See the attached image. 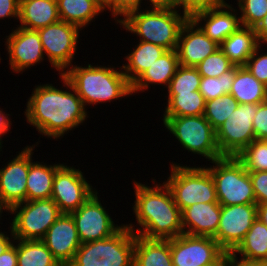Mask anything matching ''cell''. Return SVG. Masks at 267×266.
Here are the masks:
<instances>
[{
    "label": "cell",
    "mask_w": 267,
    "mask_h": 266,
    "mask_svg": "<svg viewBox=\"0 0 267 266\" xmlns=\"http://www.w3.org/2000/svg\"><path fill=\"white\" fill-rule=\"evenodd\" d=\"M252 121L255 139L267 140V101L257 104V113Z\"/></svg>",
    "instance_id": "cell-43"
},
{
    "label": "cell",
    "mask_w": 267,
    "mask_h": 266,
    "mask_svg": "<svg viewBox=\"0 0 267 266\" xmlns=\"http://www.w3.org/2000/svg\"><path fill=\"white\" fill-rule=\"evenodd\" d=\"M208 165L204 166L214 180L217 200L220 205L256 203L249 172L236 157L223 156L209 162Z\"/></svg>",
    "instance_id": "cell-8"
},
{
    "label": "cell",
    "mask_w": 267,
    "mask_h": 266,
    "mask_svg": "<svg viewBox=\"0 0 267 266\" xmlns=\"http://www.w3.org/2000/svg\"><path fill=\"white\" fill-rule=\"evenodd\" d=\"M257 104H239L227 120L216 130L217 145L222 156L236 157L253 140V118Z\"/></svg>",
    "instance_id": "cell-13"
},
{
    "label": "cell",
    "mask_w": 267,
    "mask_h": 266,
    "mask_svg": "<svg viewBox=\"0 0 267 266\" xmlns=\"http://www.w3.org/2000/svg\"><path fill=\"white\" fill-rule=\"evenodd\" d=\"M133 266H173L171 239H146L135 234Z\"/></svg>",
    "instance_id": "cell-26"
},
{
    "label": "cell",
    "mask_w": 267,
    "mask_h": 266,
    "mask_svg": "<svg viewBox=\"0 0 267 266\" xmlns=\"http://www.w3.org/2000/svg\"><path fill=\"white\" fill-rule=\"evenodd\" d=\"M63 163L55 173L51 199L62 214H71L97 191L79 168Z\"/></svg>",
    "instance_id": "cell-12"
},
{
    "label": "cell",
    "mask_w": 267,
    "mask_h": 266,
    "mask_svg": "<svg viewBox=\"0 0 267 266\" xmlns=\"http://www.w3.org/2000/svg\"><path fill=\"white\" fill-rule=\"evenodd\" d=\"M144 6L145 9L149 8L147 5V0H113L105 9L108 11L107 13L110 12L112 18H114L112 20H115V24H117L128 13L135 10L144 9Z\"/></svg>",
    "instance_id": "cell-41"
},
{
    "label": "cell",
    "mask_w": 267,
    "mask_h": 266,
    "mask_svg": "<svg viewBox=\"0 0 267 266\" xmlns=\"http://www.w3.org/2000/svg\"><path fill=\"white\" fill-rule=\"evenodd\" d=\"M236 158L248 172L267 171V140H253Z\"/></svg>",
    "instance_id": "cell-34"
},
{
    "label": "cell",
    "mask_w": 267,
    "mask_h": 266,
    "mask_svg": "<svg viewBox=\"0 0 267 266\" xmlns=\"http://www.w3.org/2000/svg\"><path fill=\"white\" fill-rule=\"evenodd\" d=\"M60 20L56 0H20L19 24L16 26L38 30Z\"/></svg>",
    "instance_id": "cell-24"
},
{
    "label": "cell",
    "mask_w": 267,
    "mask_h": 266,
    "mask_svg": "<svg viewBox=\"0 0 267 266\" xmlns=\"http://www.w3.org/2000/svg\"><path fill=\"white\" fill-rule=\"evenodd\" d=\"M59 18L62 21L84 28L95 22V18L106 14V9L97 0H56Z\"/></svg>",
    "instance_id": "cell-28"
},
{
    "label": "cell",
    "mask_w": 267,
    "mask_h": 266,
    "mask_svg": "<svg viewBox=\"0 0 267 266\" xmlns=\"http://www.w3.org/2000/svg\"><path fill=\"white\" fill-rule=\"evenodd\" d=\"M104 8H106L113 0H97Z\"/></svg>",
    "instance_id": "cell-53"
},
{
    "label": "cell",
    "mask_w": 267,
    "mask_h": 266,
    "mask_svg": "<svg viewBox=\"0 0 267 266\" xmlns=\"http://www.w3.org/2000/svg\"><path fill=\"white\" fill-rule=\"evenodd\" d=\"M135 234L124 225L111 237L82 243L68 266H133Z\"/></svg>",
    "instance_id": "cell-6"
},
{
    "label": "cell",
    "mask_w": 267,
    "mask_h": 266,
    "mask_svg": "<svg viewBox=\"0 0 267 266\" xmlns=\"http://www.w3.org/2000/svg\"><path fill=\"white\" fill-rule=\"evenodd\" d=\"M42 241L61 266H68L82 244L70 214L61 216L50 226Z\"/></svg>",
    "instance_id": "cell-18"
},
{
    "label": "cell",
    "mask_w": 267,
    "mask_h": 266,
    "mask_svg": "<svg viewBox=\"0 0 267 266\" xmlns=\"http://www.w3.org/2000/svg\"><path fill=\"white\" fill-rule=\"evenodd\" d=\"M162 114L164 122L168 117L199 116L204 114L206 101L199 91L190 93H167Z\"/></svg>",
    "instance_id": "cell-30"
},
{
    "label": "cell",
    "mask_w": 267,
    "mask_h": 266,
    "mask_svg": "<svg viewBox=\"0 0 267 266\" xmlns=\"http://www.w3.org/2000/svg\"><path fill=\"white\" fill-rule=\"evenodd\" d=\"M260 45L254 28L241 26L228 36L219 49L229 58L234 66H245L249 57Z\"/></svg>",
    "instance_id": "cell-27"
},
{
    "label": "cell",
    "mask_w": 267,
    "mask_h": 266,
    "mask_svg": "<svg viewBox=\"0 0 267 266\" xmlns=\"http://www.w3.org/2000/svg\"><path fill=\"white\" fill-rule=\"evenodd\" d=\"M11 214L9 227L15 239L42 240L62 213L49 198L19 203L8 211L7 215Z\"/></svg>",
    "instance_id": "cell-9"
},
{
    "label": "cell",
    "mask_w": 267,
    "mask_h": 266,
    "mask_svg": "<svg viewBox=\"0 0 267 266\" xmlns=\"http://www.w3.org/2000/svg\"><path fill=\"white\" fill-rule=\"evenodd\" d=\"M169 163L170 174L163 181L181 211L195 203L218 202L214 180L204 164L188 166L173 161Z\"/></svg>",
    "instance_id": "cell-5"
},
{
    "label": "cell",
    "mask_w": 267,
    "mask_h": 266,
    "mask_svg": "<svg viewBox=\"0 0 267 266\" xmlns=\"http://www.w3.org/2000/svg\"><path fill=\"white\" fill-rule=\"evenodd\" d=\"M3 109L4 108H0V140L2 142H4L3 139L6 134H9V132L12 133L11 126H13L12 119L10 118L11 114H7L6 110L3 111Z\"/></svg>",
    "instance_id": "cell-47"
},
{
    "label": "cell",
    "mask_w": 267,
    "mask_h": 266,
    "mask_svg": "<svg viewBox=\"0 0 267 266\" xmlns=\"http://www.w3.org/2000/svg\"><path fill=\"white\" fill-rule=\"evenodd\" d=\"M224 2L225 0H172V7L191 19L195 14L220 6Z\"/></svg>",
    "instance_id": "cell-39"
},
{
    "label": "cell",
    "mask_w": 267,
    "mask_h": 266,
    "mask_svg": "<svg viewBox=\"0 0 267 266\" xmlns=\"http://www.w3.org/2000/svg\"><path fill=\"white\" fill-rule=\"evenodd\" d=\"M8 35L4 36V45L9 69L16 74L31 69V67L46 61L40 36L37 30H30L23 27L10 29Z\"/></svg>",
    "instance_id": "cell-15"
},
{
    "label": "cell",
    "mask_w": 267,
    "mask_h": 266,
    "mask_svg": "<svg viewBox=\"0 0 267 266\" xmlns=\"http://www.w3.org/2000/svg\"><path fill=\"white\" fill-rule=\"evenodd\" d=\"M9 229L10 227H8V231L10 233H8V231L6 232L0 230V255L5 252L15 241L12 231Z\"/></svg>",
    "instance_id": "cell-48"
},
{
    "label": "cell",
    "mask_w": 267,
    "mask_h": 266,
    "mask_svg": "<svg viewBox=\"0 0 267 266\" xmlns=\"http://www.w3.org/2000/svg\"><path fill=\"white\" fill-rule=\"evenodd\" d=\"M227 255L248 260L267 261V225L257 218L241 243Z\"/></svg>",
    "instance_id": "cell-31"
},
{
    "label": "cell",
    "mask_w": 267,
    "mask_h": 266,
    "mask_svg": "<svg viewBox=\"0 0 267 266\" xmlns=\"http://www.w3.org/2000/svg\"><path fill=\"white\" fill-rule=\"evenodd\" d=\"M179 66V59L176 50H167L155 61L133 84L132 94L135 96L144 93L153 86L159 85L167 89L172 77ZM156 85V86H155Z\"/></svg>",
    "instance_id": "cell-23"
},
{
    "label": "cell",
    "mask_w": 267,
    "mask_h": 266,
    "mask_svg": "<svg viewBox=\"0 0 267 266\" xmlns=\"http://www.w3.org/2000/svg\"><path fill=\"white\" fill-rule=\"evenodd\" d=\"M4 142H2L1 140H0V157L1 156H3V149H4V146L2 145ZM3 147V148H2ZM2 154V155H1Z\"/></svg>",
    "instance_id": "cell-54"
},
{
    "label": "cell",
    "mask_w": 267,
    "mask_h": 266,
    "mask_svg": "<svg viewBox=\"0 0 267 266\" xmlns=\"http://www.w3.org/2000/svg\"><path fill=\"white\" fill-rule=\"evenodd\" d=\"M256 219V203L221 205L219 226L213 238L229 254L241 243Z\"/></svg>",
    "instance_id": "cell-16"
},
{
    "label": "cell",
    "mask_w": 267,
    "mask_h": 266,
    "mask_svg": "<svg viewBox=\"0 0 267 266\" xmlns=\"http://www.w3.org/2000/svg\"><path fill=\"white\" fill-rule=\"evenodd\" d=\"M221 266H267V261L248 260L236 258L234 255H227L225 262Z\"/></svg>",
    "instance_id": "cell-45"
},
{
    "label": "cell",
    "mask_w": 267,
    "mask_h": 266,
    "mask_svg": "<svg viewBox=\"0 0 267 266\" xmlns=\"http://www.w3.org/2000/svg\"><path fill=\"white\" fill-rule=\"evenodd\" d=\"M162 125L185 152L193 154L191 156L204 157V162L223 157L217 145L216 130L203 115L168 117Z\"/></svg>",
    "instance_id": "cell-7"
},
{
    "label": "cell",
    "mask_w": 267,
    "mask_h": 266,
    "mask_svg": "<svg viewBox=\"0 0 267 266\" xmlns=\"http://www.w3.org/2000/svg\"><path fill=\"white\" fill-rule=\"evenodd\" d=\"M182 227L185 234L214 237L221 215L218 202L195 203L181 211Z\"/></svg>",
    "instance_id": "cell-21"
},
{
    "label": "cell",
    "mask_w": 267,
    "mask_h": 266,
    "mask_svg": "<svg viewBox=\"0 0 267 266\" xmlns=\"http://www.w3.org/2000/svg\"><path fill=\"white\" fill-rule=\"evenodd\" d=\"M201 75L196 67L179 65L172 77L166 93H190L198 91Z\"/></svg>",
    "instance_id": "cell-36"
},
{
    "label": "cell",
    "mask_w": 267,
    "mask_h": 266,
    "mask_svg": "<svg viewBox=\"0 0 267 266\" xmlns=\"http://www.w3.org/2000/svg\"><path fill=\"white\" fill-rule=\"evenodd\" d=\"M218 48L219 45L206 36L192 19H187L182 25L176 49L179 65L196 67Z\"/></svg>",
    "instance_id": "cell-19"
},
{
    "label": "cell",
    "mask_w": 267,
    "mask_h": 266,
    "mask_svg": "<svg viewBox=\"0 0 267 266\" xmlns=\"http://www.w3.org/2000/svg\"><path fill=\"white\" fill-rule=\"evenodd\" d=\"M20 0H0V21L19 20Z\"/></svg>",
    "instance_id": "cell-44"
},
{
    "label": "cell",
    "mask_w": 267,
    "mask_h": 266,
    "mask_svg": "<svg viewBox=\"0 0 267 266\" xmlns=\"http://www.w3.org/2000/svg\"><path fill=\"white\" fill-rule=\"evenodd\" d=\"M50 69L63 74L73 62L80 44L82 29L77 25L59 20L37 30Z\"/></svg>",
    "instance_id": "cell-10"
},
{
    "label": "cell",
    "mask_w": 267,
    "mask_h": 266,
    "mask_svg": "<svg viewBox=\"0 0 267 266\" xmlns=\"http://www.w3.org/2000/svg\"><path fill=\"white\" fill-rule=\"evenodd\" d=\"M263 47H265L264 50ZM245 67L259 82L267 86V44H260L255 49L254 53L247 60Z\"/></svg>",
    "instance_id": "cell-40"
},
{
    "label": "cell",
    "mask_w": 267,
    "mask_h": 266,
    "mask_svg": "<svg viewBox=\"0 0 267 266\" xmlns=\"http://www.w3.org/2000/svg\"><path fill=\"white\" fill-rule=\"evenodd\" d=\"M256 204L267 203V171L249 172Z\"/></svg>",
    "instance_id": "cell-42"
},
{
    "label": "cell",
    "mask_w": 267,
    "mask_h": 266,
    "mask_svg": "<svg viewBox=\"0 0 267 266\" xmlns=\"http://www.w3.org/2000/svg\"><path fill=\"white\" fill-rule=\"evenodd\" d=\"M10 157L7 164L0 167V201L8 210L26 201L29 145L22 147L21 152L17 151L16 155Z\"/></svg>",
    "instance_id": "cell-17"
},
{
    "label": "cell",
    "mask_w": 267,
    "mask_h": 266,
    "mask_svg": "<svg viewBox=\"0 0 267 266\" xmlns=\"http://www.w3.org/2000/svg\"><path fill=\"white\" fill-rule=\"evenodd\" d=\"M99 191L93 193L90 198L82 204L72 216L81 243L103 240L111 237L124 224H117L106 205L100 200ZM116 223V224H115Z\"/></svg>",
    "instance_id": "cell-14"
},
{
    "label": "cell",
    "mask_w": 267,
    "mask_h": 266,
    "mask_svg": "<svg viewBox=\"0 0 267 266\" xmlns=\"http://www.w3.org/2000/svg\"><path fill=\"white\" fill-rule=\"evenodd\" d=\"M6 213H8V209L2 204V202L0 201V221L3 219V218H1V217H3L4 215H2L4 212ZM0 224H2V221L0 222ZM0 228L2 229V227L0 226ZM0 229V230H1Z\"/></svg>",
    "instance_id": "cell-52"
},
{
    "label": "cell",
    "mask_w": 267,
    "mask_h": 266,
    "mask_svg": "<svg viewBox=\"0 0 267 266\" xmlns=\"http://www.w3.org/2000/svg\"><path fill=\"white\" fill-rule=\"evenodd\" d=\"M260 44H267V14L263 20L254 28Z\"/></svg>",
    "instance_id": "cell-49"
},
{
    "label": "cell",
    "mask_w": 267,
    "mask_h": 266,
    "mask_svg": "<svg viewBox=\"0 0 267 266\" xmlns=\"http://www.w3.org/2000/svg\"><path fill=\"white\" fill-rule=\"evenodd\" d=\"M191 19L218 45L242 26L237 8L226 1L220 6L195 14Z\"/></svg>",
    "instance_id": "cell-20"
},
{
    "label": "cell",
    "mask_w": 267,
    "mask_h": 266,
    "mask_svg": "<svg viewBox=\"0 0 267 266\" xmlns=\"http://www.w3.org/2000/svg\"><path fill=\"white\" fill-rule=\"evenodd\" d=\"M97 64V65H96ZM73 64L62 75L70 82L85 107L131 97L132 85L120 65ZM126 97V98H125Z\"/></svg>",
    "instance_id": "cell-3"
},
{
    "label": "cell",
    "mask_w": 267,
    "mask_h": 266,
    "mask_svg": "<svg viewBox=\"0 0 267 266\" xmlns=\"http://www.w3.org/2000/svg\"><path fill=\"white\" fill-rule=\"evenodd\" d=\"M59 79L60 88L52 83L35 85L23 113L27 124L43 137L56 141L79 128L90 116L70 82L62 74Z\"/></svg>",
    "instance_id": "cell-1"
},
{
    "label": "cell",
    "mask_w": 267,
    "mask_h": 266,
    "mask_svg": "<svg viewBox=\"0 0 267 266\" xmlns=\"http://www.w3.org/2000/svg\"><path fill=\"white\" fill-rule=\"evenodd\" d=\"M230 94L239 104H261L267 101V86L259 82L245 66H235Z\"/></svg>",
    "instance_id": "cell-29"
},
{
    "label": "cell",
    "mask_w": 267,
    "mask_h": 266,
    "mask_svg": "<svg viewBox=\"0 0 267 266\" xmlns=\"http://www.w3.org/2000/svg\"><path fill=\"white\" fill-rule=\"evenodd\" d=\"M17 266H61L42 240L17 239Z\"/></svg>",
    "instance_id": "cell-32"
},
{
    "label": "cell",
    "mask_w": 267,
    "mask_h": 266,
    "mask_svg": "<svg viewBox=\"0 0 267 266\" xmlns=\"http://www.w3.org/2000/svg\"><path fill=\"white\" fill-rule=\"evenodd\" d=\"M235 78V66L219 77H201L199 92L205 101L214 100L230 93Z\"/></svg>",
    "instance_id": "cell-35"
},
{
    "label": "cell",
    "mask_w": 267,
    "mask_h": 266,
    "mask_svg": "<svg viewBox=\"0 0 267 266\" xmlns=\"http://www.w3.org/2000/svg\"><path fill=\"white\" fill-rule=\"evenodd\" d=\"M226 257L213 237L183 233L171 239L173 266H221Z\"/></svg>",
    "instance_id": "cell-11"
},
{
    "label": "cell",
    "mask_w": 267,
    "mask_h": 266,
    "mask_svg": "<svg viewBox=\"0 0 267 266\" xmlns=\"http://www.w3.org/2000/svg\"><path fill=\"white\" fill-rule=\"evenodd\" d=\"M236 1L241 25L244 27L255 28L267 14V0Z\"/></svg>",
    "instance_id": "cell-37"
},
{
    "label": "cell",
    "mask_w": 267,
    "mask_h": 266,
    "mask_svg": "<svg viewBox=\"0 0 267 266\" xmlns=\"http://www.w3.org/2000/svg\"><path fill=\"white\" fill-rule=\"evenodd\" d=\"M257 218L267 225V203L257 204Z\"/></svg>",
    "instance_id": "cell-50"
},
{
    "label": "cell",
    "mask_w": 267,
    "mask_h": 266,
    "mask_svg": "<svg viewBox=\"0 0 267 266\" xmlns=\"http://www.w3.org/2000/svg\"><path fill=\"white\" fill-rule=\"evenodd\" d=\"M0 266H17V239L0 255Z\"/></svg>",
    "instance_id": "cell-46"
},
{
    "label": "cell",
    "mask_w": 267,
    "mask_h": 266,
    "mask_svg": "<svg viewBox=\"0 0 267 266\" xmlns=\"http://www.w3.org/2000/svg\"><path fill=\"white\" fill-rule=\"evenodd\" d=\"M153 178L152 185L132 180L135 200L131 208L137 224L125 225L146 239L169 240L184 233L181 210L165 182L161 184Z\"/></svg>",
    "instance_id": "cell-2"
},
{
    "label": "cell",
    "mask_w": 267,
    "mask_h": 266,
    "mask_svg": "<svg viewBox=\"0 0 267 266\" xmlns=\"http://www.w3.org/2000/svg\"><path fill=\"white\" fill-rule=\"evenodd\" d=\"M239 106L230 93L214 100L206 101L203 116L217 130Z\"/></svg>",
    "instance_id": "cell-33"
},
{
    "label": "cell",
    "mask_w": 267,
    "mask_h": 266,
    "mask_svg": "<svg viewBox=\"0 0 267 266\" xmlns=\"http://www.w3.org/2000/svg\"><path fill=\"white\" fill-rule=\"evenodd\" d=\"M187 19L172 6H151L128 13L116 25L137 36V41L176 50L181 27Z\"/></svg>",
    "instance_id": "cell-4"
},
{
    "label": "cell",
    "mask_w": 267,
    "mask_h": 266,
    "mask_svg": "<svg viewBox=\"0 0 267 266\" xmlns=\"http://www.w3.org/2000/svg\"><path fill=\"white\" fill-rule=\"evenodd\" d=\"M39 141L29 144V171L27 175V195L26 201L41 200L51 198L53 181L56 170L64 163L60 161L56 164H47L44 161H34L33 154L39 146Z\"/></svg>",
    "instance_id": "cell-22"
},
{
    "label": "cell",
    "mask_w": 267,
    "mask_h": 266,
    "mask_svg": "<svg viewBox=\"0 0 267 266\" xmlns=\"http://www.w3.org/2000/svg\"><path fill=\"white\" fill-rule=\"evenodd\" d=\"M149 7L151 6H172V0H147Z\"/></svg>",
    "instance_id": "cell-51"
},
{
    "label": "cell",
    "mask_w": 267,
    "mask_h": 266,
    "mask_svg": "<svg viewBox=\"0 0 267 266\" xmlns=\"http://www.w3.org/2000/svg\"><path fill=\"white\" fill-rule=\"evenodd\" d=\"M138 42V44H137ZM134 48L130 46V52L124 55L122 70L132 85L160 56L167 50L161 46L145 41H134Z\"/></svg>",
    "instance_id": "cell-25"
},
{
    "label": "cell",
    "mask_w": 267,
    "mask_h": 266,
    "mask_svg": "<svg viewBox=\"0 0 267 266\" xmlns=\"http://www.w3.org/2000/svg\"><path fill=\"white\" fill-rule=\"evenodd\" d=\"M233 66L229 58L218 48L213 54L200 62L196 69L201 77H219Z\"/></svg>",
    "instance_id": "cell-38"
}]
</instances>
